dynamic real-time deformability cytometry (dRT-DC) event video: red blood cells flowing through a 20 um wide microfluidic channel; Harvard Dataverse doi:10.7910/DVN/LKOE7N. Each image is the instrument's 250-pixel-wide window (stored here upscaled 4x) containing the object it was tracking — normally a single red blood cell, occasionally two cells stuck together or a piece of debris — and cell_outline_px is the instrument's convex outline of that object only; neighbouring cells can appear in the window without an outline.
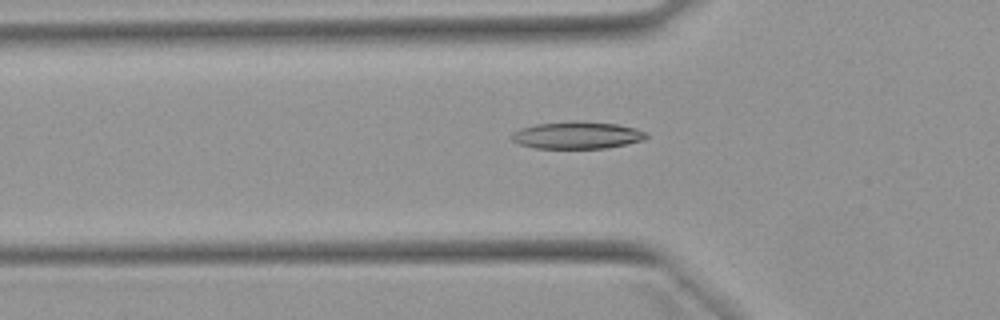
{"species": "Egyptian fruit bat (a non-hibernating species)", "species_latin": "Rousettus aegyptiacus", "temperature_condition": "warm", "stored_images_in_passage": 51, "camera_frame_rate_fps": 3000, "um_per_image_px": 0.085, "animal": {"sex": "female"}, "frame": {"image": 1, "passage_image": 17, "time_ms": 5.333, "image_size_px": [1000, 320], "cell_outline_px": [[648, 136], [644, 140], [608, 148], [536, 148], [520, 144], [512, 140], [508, 136], [512, 132], [520, 128], [536, 124], [576, 120], [616, 124], [636, 128], [648, 132]], "centroid_in_image_um": [49.05, 11.48], "position_along_channel_um": 76.7, "area_um2": 21.56}}
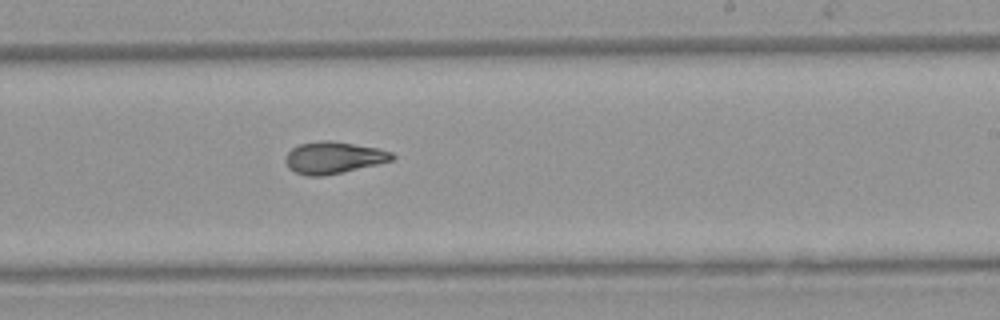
{"frame": {"image": 2, "passage_image": 31, "time_ms": 10.0, "image_size_px": [1000, 320], "cell_outline_px": [[396, 156], [392, 160], [376, 164], [324, 176], [308, 176], [296, 172], [288, 168], [284, 160], [284, 156], [292, 148], [300, 144], [320, 140], [332, 140], [376, 148], [392, 152]], "centroid_in_image_um": [28.3, 13.39], "position_along_channel_um": 260.7, "area_um2": 19.71}}
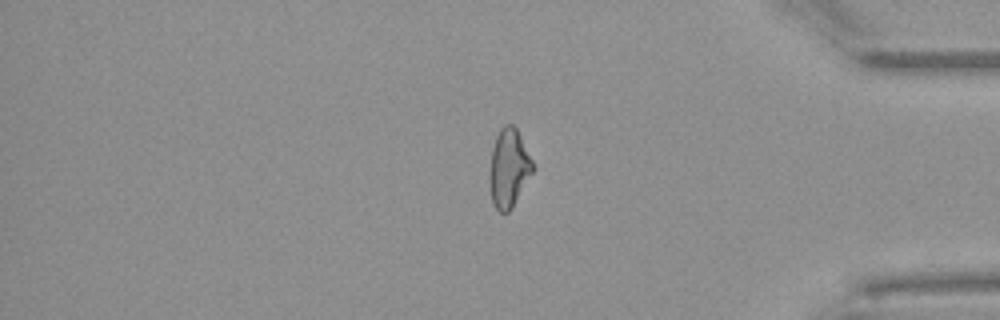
{"frame": {"image": 3, "passage_image": 43, "time_ms": 14.0, "image_size_px": [1000, 320], "cell_outline_px": [[536, 168], [512, 208], [508, 212], [500, 212], [492, 204], [488, 172], [492, 148], [496, 136], [500, 128], [504, 124], [512, 124], [516, 128]], "centroid_in_image_um": [43.24, 14.3], "position_along_channel_um": 392.0, "area_um2": 20.0}, "authors_computed_cell_mechanics": {"area_um2": 20.23, "velocity_mm_per_s": 3.9339, "shape_relaxation_time_tau1_ms": null, "shape_relaxation_time_tau2_ms": 2.7867, "deformation_change_tau1": null, "deformation_change_tau2": 0.0982}}